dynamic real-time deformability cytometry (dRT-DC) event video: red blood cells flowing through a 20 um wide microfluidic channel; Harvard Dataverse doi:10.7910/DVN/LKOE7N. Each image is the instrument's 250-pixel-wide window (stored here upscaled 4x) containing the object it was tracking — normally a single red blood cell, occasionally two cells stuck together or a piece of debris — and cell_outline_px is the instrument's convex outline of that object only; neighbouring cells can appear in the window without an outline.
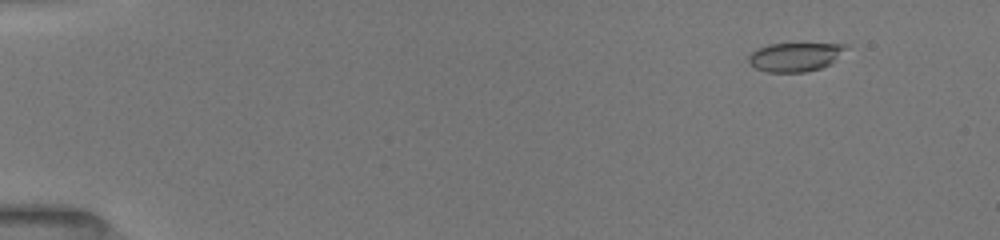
{"species": "common noctule bat (a hibernating species)", "species_latin": "Nyctalus noctula", "temperature_condition": "room temperature", "stored_images_in_passage": 53, "camera_frame_rate_fps": 3000, "um_per_image_px": 0.085, "animal": {"sex": "female", "body_mass_g": 19.5, "forearm_length_mm": 54.1}, "frame": {"image": 1, "passage_image": 6, "time_ms": 1.667, "image_size_px": [1000, 240], "cell_outline_px": [[848, 44], [832, 64], [820, 68], [804, 72], [768, 72], [756, 68], [748, 64], [748, 56], [756, 48], [768, 44]], "centroid_in_image_um": [67.52, 4.84], "position_along_channel_um": 17.5, "area_um2": 16.24}}
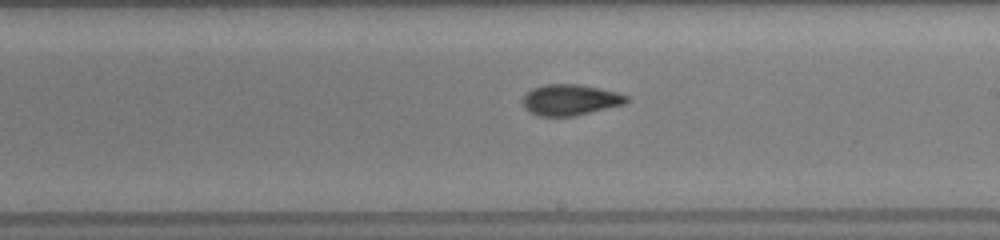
{"frame": {"image": 2, "passage_image": 32, "time_ms": 10.333, "image_size_px": [1000, 240], "cell_outline_px": [[628, 100], [624, 104], [576, 116], [536, 116], [528, 112], [524, 108], [524, 96], [532, 88], [544, 84], [580, 84], [600, 88], [616, 92], [628, 96]], "centroid_in_image_um": [48.46, 8.49], "position_along_channel_um": 240.5, "area_um2": 18.79}}
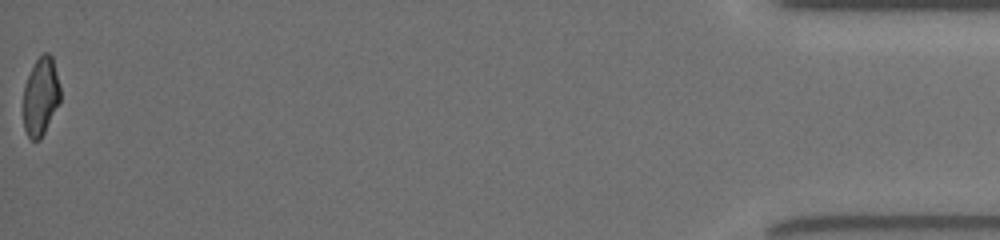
{"frame": {"image": 3, "passage_image": 53, "time_ms": 17.333, "image_size_px": [1000, 240], "cell_outline_px": [[60, 100], [40, 140], [32, 140], [28, 136], [24, 128], [24, 84], [36, 60], [44, 52], [48, 52], [52, 56], [60, 88]], "centroid_in_image_um": [3.45, 8.19], "position_along_channel_um": 431.7, "area_um2": 16.53}, "authors_computed_cell_mechanics": {"area_um2": 17.918, "velocity_mm_per_s": 3.9941, "shape_relaxation_time_tau1_ms": 9.7467, "shape_relaxation_time_tau2_ms": 2.0341, "deformation_change_tau1": 0.2465, "deformation_change_tau2": 0.0875}}